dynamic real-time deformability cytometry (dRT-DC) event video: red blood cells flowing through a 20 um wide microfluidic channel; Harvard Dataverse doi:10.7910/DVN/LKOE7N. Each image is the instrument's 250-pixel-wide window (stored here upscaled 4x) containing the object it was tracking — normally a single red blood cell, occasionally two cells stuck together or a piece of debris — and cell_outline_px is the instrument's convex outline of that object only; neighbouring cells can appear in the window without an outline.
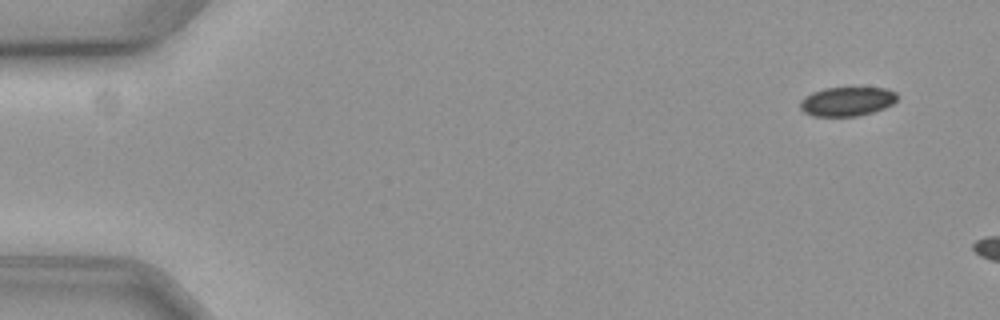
{"species": "common noctule bat (a hibernating species)", "species_latin": "Nyctalus noctula", "temperature_condition": "cold", "stored_images_in_passage": 7, "camera_frame_rate_fps": 3000, "um_per_image_px": 0.085, "animal": {"sex": "female", "body_mass_g": 19.3, "forearm_length_mm": 54.1}, "frame": {"image": 1, "passage_image": 1, "time_ms": 0.0, "image_size_px": [1000, 320], "cell_outline_px": [[896, 100], [892, 104], [884, 108], [872, 112], [856, 116], [812, 116], [804, 112], [800, 108], [800, 100], [804, 96], [812, 92], [824, 88], [884, 88], [896, 92]], "centroid_in_image_um": [71.96, 8.62], "position_along_channel_um": 13.0, "area_um2": 16.42}}